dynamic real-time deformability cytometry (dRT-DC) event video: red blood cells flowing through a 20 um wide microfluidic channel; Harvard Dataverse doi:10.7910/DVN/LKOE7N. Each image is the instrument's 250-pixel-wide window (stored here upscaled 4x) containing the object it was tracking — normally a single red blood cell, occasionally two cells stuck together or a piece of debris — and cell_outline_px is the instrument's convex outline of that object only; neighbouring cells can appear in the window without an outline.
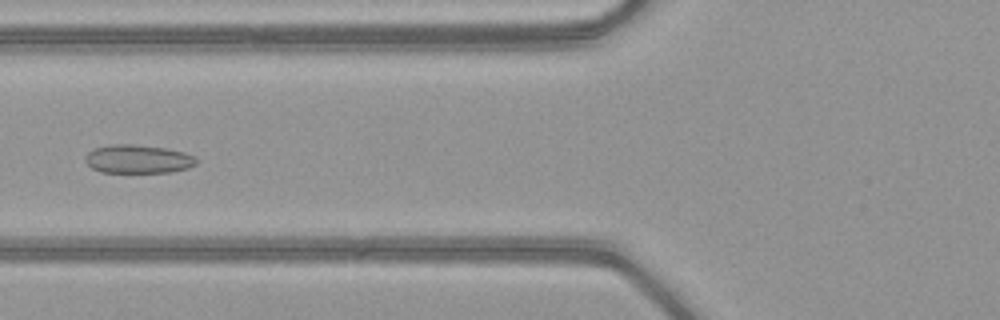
{"species": "common noctule bat (a hibernating species)", "species_latin": "Nyctalus noctula", "temperature_condition": "warm", "stored_images_in_passage": 40, "camera_frame_rate_fps": 3000, "um_per_image_px": 0.085, "animal": {"sex": "female", "body_mass_g": 21.9}, "frame": {"image": 1, "passage_image": 10, "time_ms": 3.0, "image_size_px": [1000, 320], "cell_outline_px": [[196, 164], [188, 168], [168, 172], [100, 172], [92, 168], [84, 160], [84, 156], [92, 148], [112, 144], [132, 144], [168, 148], [184, 152], [196, 156]], "centroid_in_image_um": [11.71, 13.51], "position_along_channel_um": 114.1, "area_um2": 18.61}}
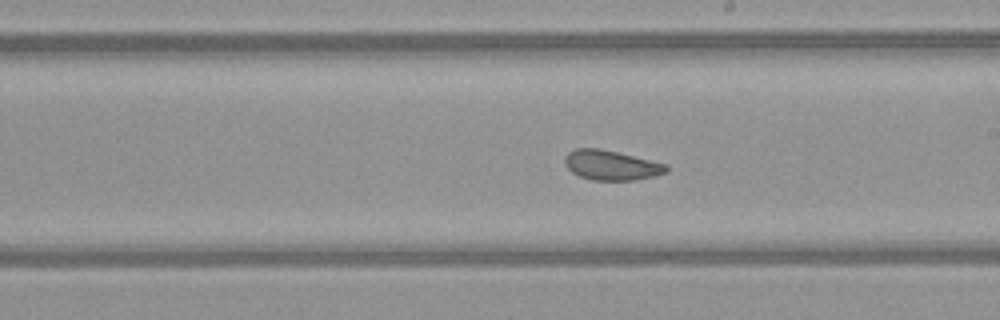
{"frame": {"image": 2, "passage_image": 19, "time_ms": 6.0, "image_size_px": [1000, 320], "cell_outline_px": [[668, 172], [636, 180], [592, 180], [580, 176], [572, 172], [564, 164], [564, 156], [568, 152], [576, 148], [600, 148], [668, 164]], "centroid_in_image_um": [51.94, 14.03], "position_along_channel_um": 237.1, "area_um2": 17.69}}
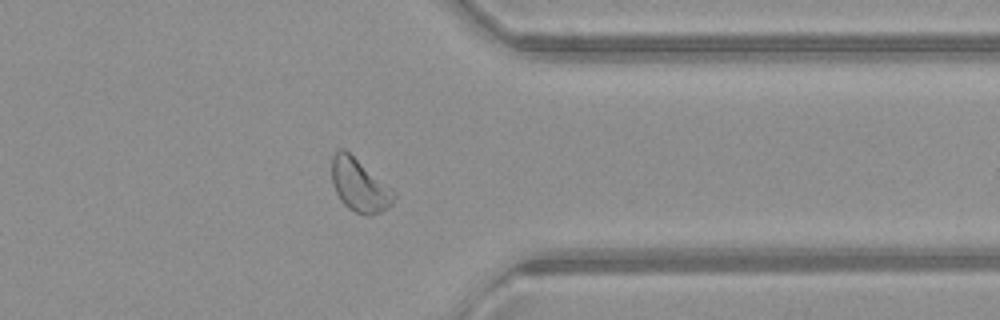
{"frame": {"image": 3, "passage_image": 30, "time_ms": 9.667, "image_size_px": [1000, 320], "cell_outline_px": [[396, 196], [392, 204], [388, 208], [380, 212], [368, 216], [356, 212], [348, 208], [340, 200], [332, 184], [332, 156], [340, 148], [344, 148], [392, 188], [396, 192]], "centroid_in_image_um": [30.56, 15.75], "position_along_channel_um": 380.8, "area_um2": 19.19}, "authors_computed_cell_mechanics": {"area_um2": 19.1896, "velocity_mm_per_s": 4.0945, "shape_relaxation_time_tau1_ms": null, "shape_relaxation_time_tau2_ms": 2.8348, "deformation_change_tau1": null, "deformation_change_tau2": 0.0766}}